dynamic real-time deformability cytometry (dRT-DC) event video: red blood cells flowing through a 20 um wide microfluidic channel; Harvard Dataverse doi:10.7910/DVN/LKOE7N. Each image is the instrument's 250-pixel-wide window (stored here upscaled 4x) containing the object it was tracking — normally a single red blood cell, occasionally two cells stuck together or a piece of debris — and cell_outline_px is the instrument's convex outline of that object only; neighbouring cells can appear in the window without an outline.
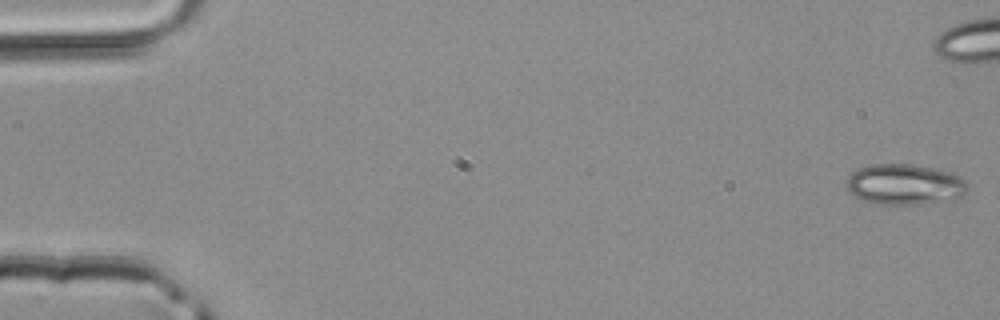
{"species": "common noctule bat (a hibernating species)", "species_latin": "Nyctalus noctula", "temperature_condition": "room temperature", "stored_images_in_passage": 48, "camera_frame_rate_fps": 3000, "um_per_image_px": 0.085, "animal": {"sex": "male", "body_mass_g": 20.4}, "frame": {"image": 1, "passage_image": 1, "time_ms": 0.0, "image_size_px": [1000, 320], "cell_outline_px": [[968, 188], [960, 196], [952, 200], [916, 204], [880, 204], [864, 200], [856, 196], [848, 188], [848, 176], [852, 172], [860, 168], [872, 164], [912, 164], [932, 168], [948, 172], [960, 176], [968, 184]], "centroid_in_image_um": [76.92, 15.67], "position_along_channel_um": 8.1, "area_um2": 28.26}}
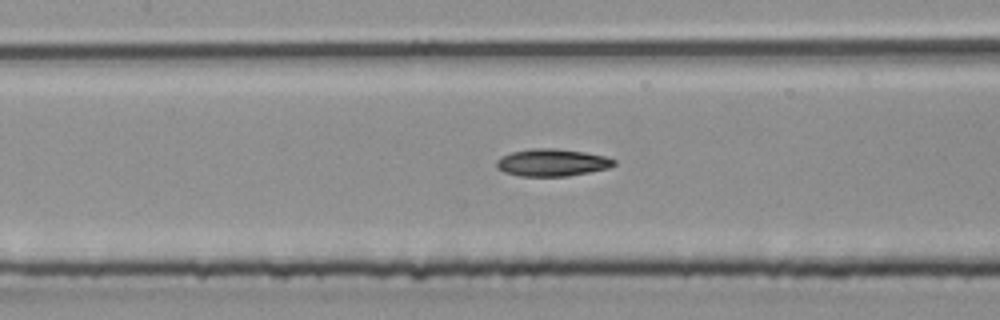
{"frame": {"image": 2, "passage_image": 22, "time_ms": 7.0, "image_size_px": [1000, 320], "cell_outline_px": [[616, 164], [608, 168], [568, 176], [520, 176], [504, 172], [496, 168], [496, 160], [500, 156], [512, 152], [532, 148], [556, 148], [584, 152], [608, 156], [616, 160]], "centroid_in_image_um": [46.92, 13.81], "position_along_channel_um": 160.5, "area_um2": 18.84}}
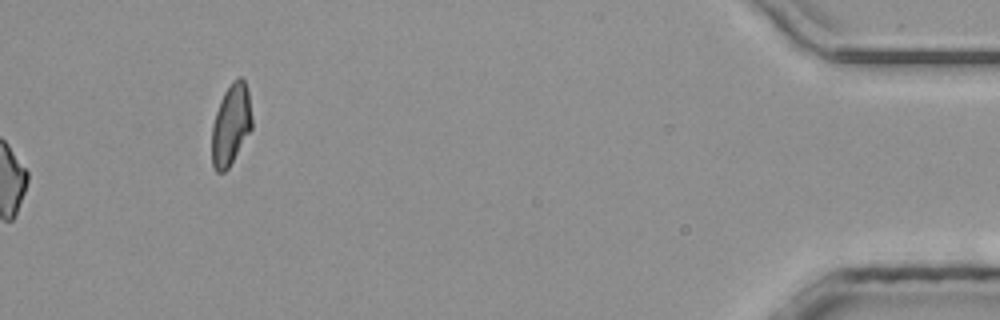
{"frame": {"image": 3, "passage_image": 48, "time_ms": 15.667, "image_size_px": [1000, 320], "cell_outline_px": [[252, 128], [228, 168], [224, 172], [216, 172], [212, 164], [212, 124], [220, 100], [224, 92], [232, 80], [240, 76], [244, 80], [248, 92], [252, 120]], "centroid_in_image_um": [19.62, 10.58], "position_along_channel_um": 415.6, "area_um2": 18.84}}